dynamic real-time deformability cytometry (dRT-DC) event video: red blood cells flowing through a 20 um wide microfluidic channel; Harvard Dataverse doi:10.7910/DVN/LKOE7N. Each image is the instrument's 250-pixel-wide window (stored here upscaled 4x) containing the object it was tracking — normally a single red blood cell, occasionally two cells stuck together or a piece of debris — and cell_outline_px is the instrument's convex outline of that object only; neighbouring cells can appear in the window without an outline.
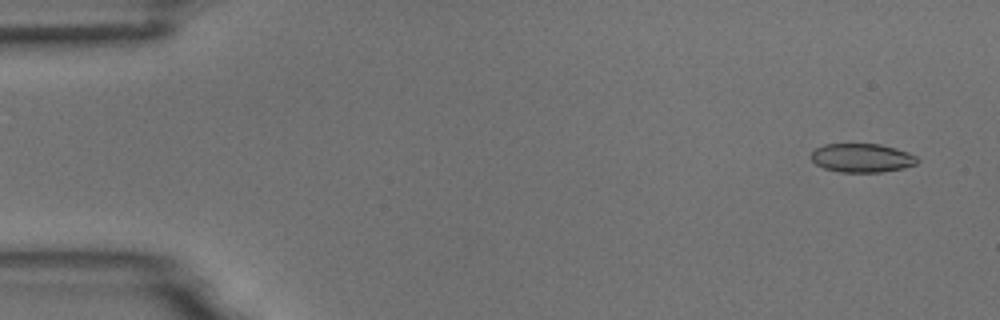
{"species": "common noctule bat (a hibernating species)", "species_latin": "Nyctalus noctula", "temperature_condition": "room temperature", "stored_images_in_passage": 9, "camera_frame_rate_fps": 3000, "um_per_image_px": 0.085, "animal": {"sex": "male", "body_mass_g": 18.8}, "frame": {"image": 1, "passage_image": 1, "time_ms": 0.0, "image_size_px": [1000, 320], "cell_outline_px": [[920, 160], [916, 164], [904, 168], [880, 172], [840, 172], [824, 168], [816, 164], [808, 156], [816, 148], [824, 144], [880, 144], [896, 148], [908, 152], [916, 156]], "centroid_in_image_um": [73.26, 13.42], "position_along_channel_um": 11.7, "area_um2": 17.92}}
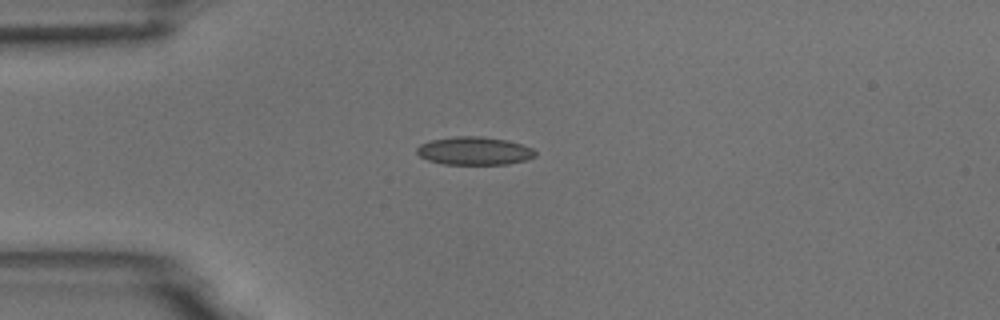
{"frame": {"image": 2, "passage_image": 4, "time_ms": 1.0, "image_size_px": [1000, 320], "cell_outline_px": [[536, 156], [524, 160], [508, 164], [444, 164], [428, 160], [420, 156], [416, 152], [416, 148], [420, 144], [432, 140], [452, 136], [484, 136], [508, 140], [532, 148], [536, 152]], "centroid_in_image_um": [40.31, 12.81], "position_along_channel_um": 44.7, "area_um2": 19.42}}
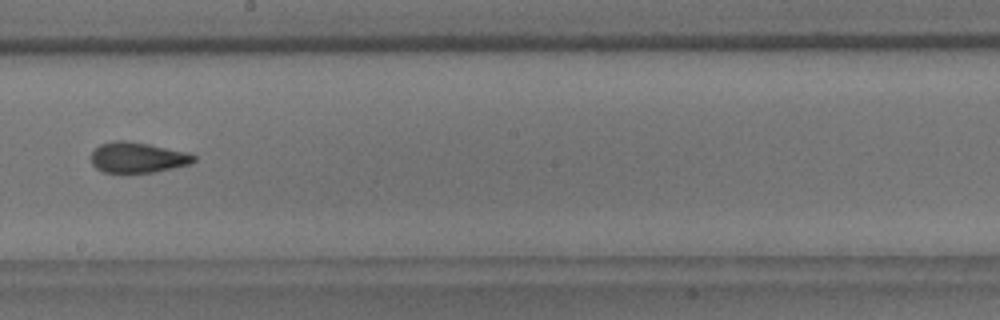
{"frame": {"image": 3, "passage_image": 9, "time_ms": 2.667, "image_size_px": [1000, 320], "cell_outline_px": [[196, 160], [188, 164], [172, 168], [152, 172], [104, 172], [96, 168], [92, 164], [92, 152], [100, 144], [112, 140], [128, 140], [188, 152], [196, 156]], "centroid_in_image_um": [11.69, 13.37], "position_along_channel_um": 236.5, "area_um2": 18.15}}